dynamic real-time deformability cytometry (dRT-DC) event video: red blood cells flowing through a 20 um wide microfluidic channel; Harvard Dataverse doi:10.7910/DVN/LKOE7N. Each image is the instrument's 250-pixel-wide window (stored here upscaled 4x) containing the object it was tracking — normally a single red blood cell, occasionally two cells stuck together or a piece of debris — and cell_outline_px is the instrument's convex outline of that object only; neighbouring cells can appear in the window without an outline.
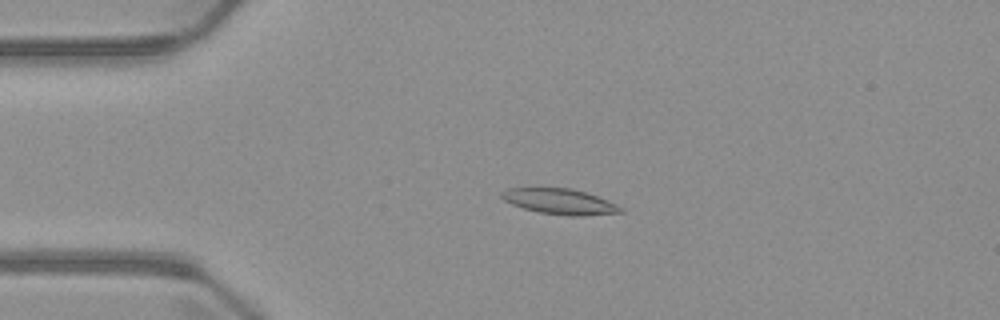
{"species": "common noctule bat (a hibernating species)", "species_latin": "Nyctalus noctula", "temperature_condition": "warm", "stored_images_in_passage": 1, "camera_frame_rate_fps": 3000, "um_per_image_px": 0.085, "animal": {"sex": "male", "body_mass_g": 23.1, "forearm_length_mm": 52.7}, "frame": {"image": 1, "passage_image": 1, "time_ms": 0.0, "image_size_px": [1000, 320], "cell_outline_px": [[624, 212], [580, 216], [568, 216], [540, 212], [524, 208], [512, 204], [504, 200], [500, 196], [500, 192], [508, 188], [536, 184], [572, 188], [608, 200], [624, 208]], "centroid_in_image_um": [47.5, 17.06], "position_along_channel_um": 37.5, "area_um2": 18.55}}